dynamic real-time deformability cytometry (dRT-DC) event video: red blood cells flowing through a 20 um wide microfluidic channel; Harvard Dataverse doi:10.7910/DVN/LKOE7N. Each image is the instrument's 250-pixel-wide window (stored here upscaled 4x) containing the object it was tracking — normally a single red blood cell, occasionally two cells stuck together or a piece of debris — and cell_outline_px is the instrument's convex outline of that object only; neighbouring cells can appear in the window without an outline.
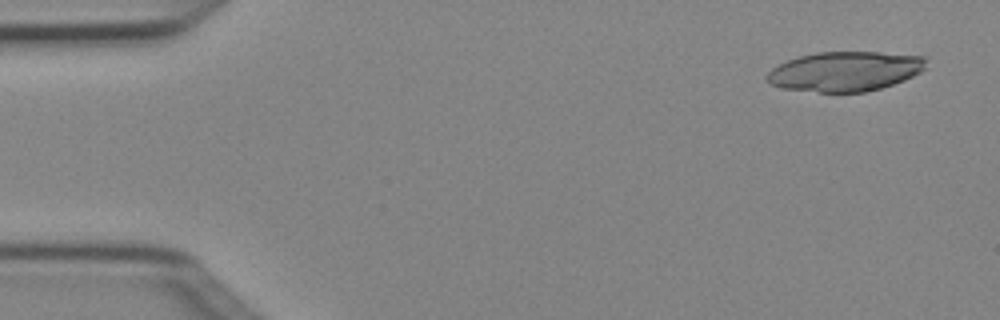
{"species": "Egyptian fruit bat (a non-hibernating species)", "species_latin": "Rousettus aegyptiacus", "temperature_condition": "cold", "stored_images_in_passage": 4, "camera_frame_rate_fps": 3000, "um_per_image_px": 0.085, "animal": {"sex": "female"}, "frame": {"image": 1, "passage_image": 1, "time_ms": 0.0, "image_size_px": [1000, 320], "cell_outline_px": [[924, 68], [920, 72], [904, 80], [880, 88], [864, 92], [820, 92], [780, 88], [764, 80], [764, 76], [772, 68], [788, 60], [800, 56], [816, 52], [880, 52], [924, 56]], "centroid_in_image_um": [71.78, 6.07], "position_along_channel_um": 13.2, "area_um2": 36.7}}